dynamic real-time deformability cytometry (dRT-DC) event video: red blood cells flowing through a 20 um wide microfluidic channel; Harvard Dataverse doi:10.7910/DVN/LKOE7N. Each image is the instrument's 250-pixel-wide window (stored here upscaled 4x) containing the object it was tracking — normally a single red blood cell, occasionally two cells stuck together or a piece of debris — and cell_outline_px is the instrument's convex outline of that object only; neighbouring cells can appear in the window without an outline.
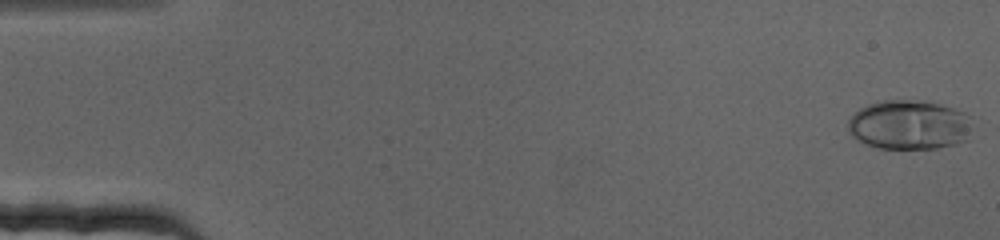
{"species": "human", "species_latin": "Homo sapiens", "temperature_condition": "cold", "stored_images_in_passage": 71, "camera_frame_rate_fps": 3000, "um_per_image_px": 0.085, "donor": {"sex": "female"}, "frame": {"image": 1, "passage_image": 1, "time_ms": 0.0, "image_size_px": [1000, 240], "cell_outline_px": [[968, 140], [956, 144], [936, 148], [880, 148], [856, 140], [848, 132], [848, 120], [860, 108], [868, 104], [884, 100], [928, 100], [956, 108], [964, 112], [968, 116]], "centroid_in_image_um": [77.26, 10.59], "position_along_channel_um": 7.7, "area_um2": 35.84}}
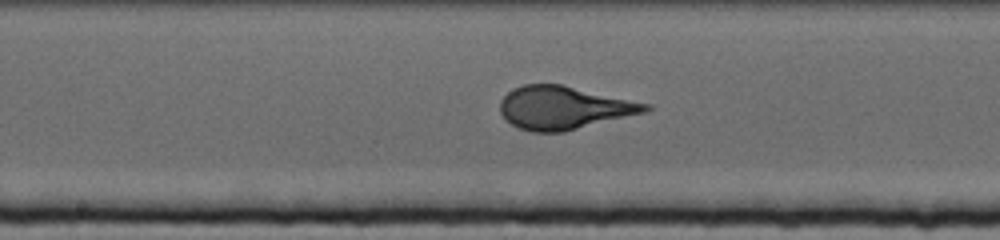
{"frame": {"image": 2, "passage_image": 37, "time_ms": 12.0, "image_size_px": [1000, 240], "cell_outline_px": [[652, 108], [644, 112], [564, 132], [532, 132], [520, 128], [504, 120], [500, 112], [500, 100], [508, 92], [524, 84], [560, 84], [652, 104]], "centroid_in_image_um": [47.91, 9.16], "position_along_channel_um": 200.3, "area_um2": 36.3}}
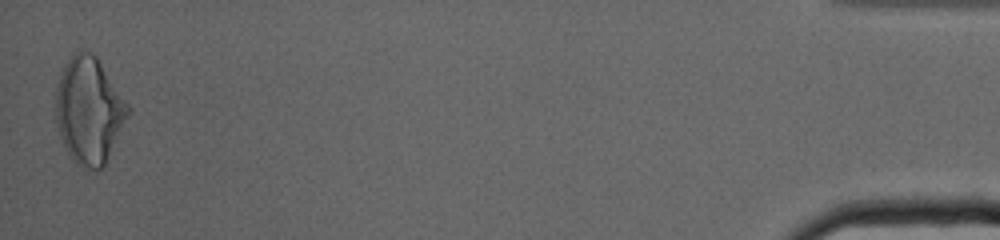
{"frame": {"image": 3, "passage_image": 70, "time_ms": 23.0, "image_size_px": [1000, 240], "cell_outline_px": [[132, 112], [104, 168], [88, 168], [76, 164], [68, 156], [60, 136], [56, 120], [56, 88], [60, 72], [68, 60], [76, 52], [92, 52], [96, 56], [132, 108]], "centroid_in_image_um": [7.6, 9.42], "position_along_channel_um": 427.6, "area_um2": 45.26}}